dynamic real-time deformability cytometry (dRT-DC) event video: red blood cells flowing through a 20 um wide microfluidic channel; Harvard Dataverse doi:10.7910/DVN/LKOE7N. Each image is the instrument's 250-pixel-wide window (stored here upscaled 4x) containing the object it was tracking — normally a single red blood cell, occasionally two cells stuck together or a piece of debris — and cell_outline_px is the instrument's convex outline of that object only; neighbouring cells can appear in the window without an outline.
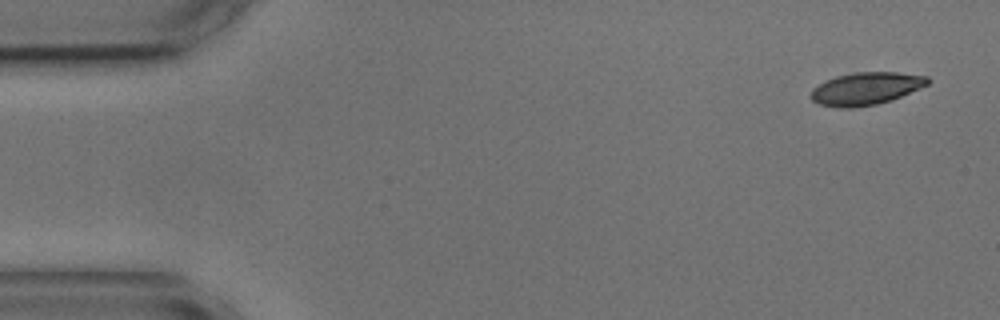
{"species": "common noctule bat (a hibernating species)", "species_latin": "Nyctalus noctula", "temperature_condition": "cold", "stored_images_in_passage": 6, "camera_frame_rate_fps": 3000, "um_per_image_px": 0.085, "animal": {"sex": "male", "body_mass_g": 17.9, "forearm_length_mm": 54.2}, "frame": {"image": 1, "passage_image": 1, "time_ms": 0.0, "image_size_px": [1000, 320], "cell_outline_px": [[932, 80], [928, 84], [920, 88], [892, 100], [876, 104], [852, 108], [844, 108], [820, 104], [812, 100], [812, 88], [836, 76], [856, 72], [896, 72], [928, 76]], "centroid_in_image_um": [73.66, 7.52], "position_along_channel_um": 11.3, "area_um2": 21.96}}
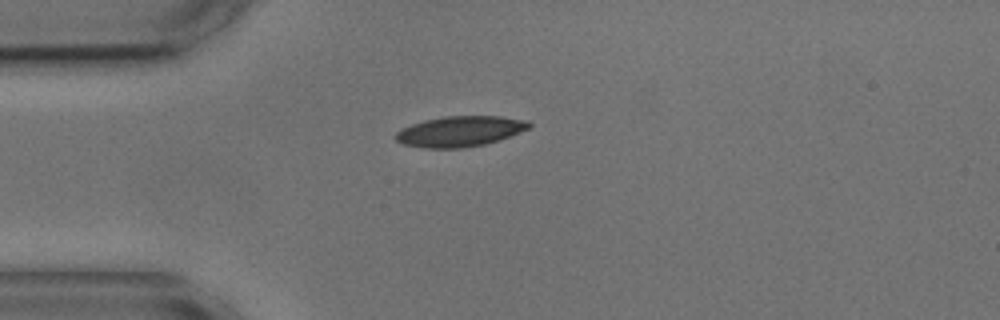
{"frame": {"image": 2, "passage_image": 4, "time_ms": 3.667, "image_size_px": [1000, 320], "cell_outline_px": [[532, 124], [528, 128], [520, 132], [500, 140], [484, 144], [464, 148], [424, 148], [404, 144], [396, 140], [392, 136], [400, 128], [424, 120], [444, 116], [500, 116], [528, 120]], "centroid_in_image_um": [39.07, 11.16], "position_along_channel_um": 45.9, "area_um2": 23.87}}